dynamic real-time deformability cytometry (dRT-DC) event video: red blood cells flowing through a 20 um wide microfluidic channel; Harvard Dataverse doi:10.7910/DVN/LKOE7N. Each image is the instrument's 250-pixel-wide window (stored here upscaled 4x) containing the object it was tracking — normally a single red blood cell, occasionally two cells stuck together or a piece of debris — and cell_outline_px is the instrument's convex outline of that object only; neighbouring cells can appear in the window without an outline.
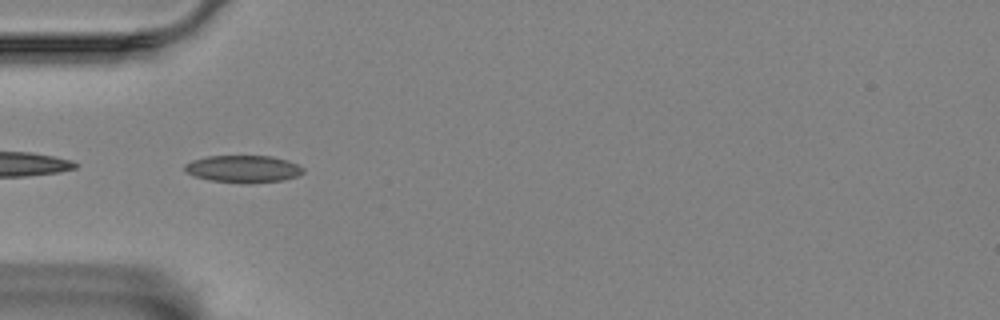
{"species": "Egyptian fruit bat (a non-hibernating species)", "species_latin": "Rousettus aegyptiacus", "temperature_condition": "room temperature", "stored_images_in_passage": 40, "camera_frame_rate_fps": 3000, "um_per_image_px": 0.085, "animal": {"sex": "female"}, "frame": {"image": 1, "passage_image": 1, "time_ms": 0.0, "image_size_px": [1000, 320], "cell_outline_px": [[304, 172], [296, 176], [284, 180], [248, 184], [212, 180], [196, 176], [188, 172], [184, 168], [184, 164], [192, 160], [208, 156], [272, 156], [288, 160], [304, 168]], "centroid_in_image_um": [20.71, 14.35], "position_along_channel_um": 64.3, "area_um2": 18.73}}
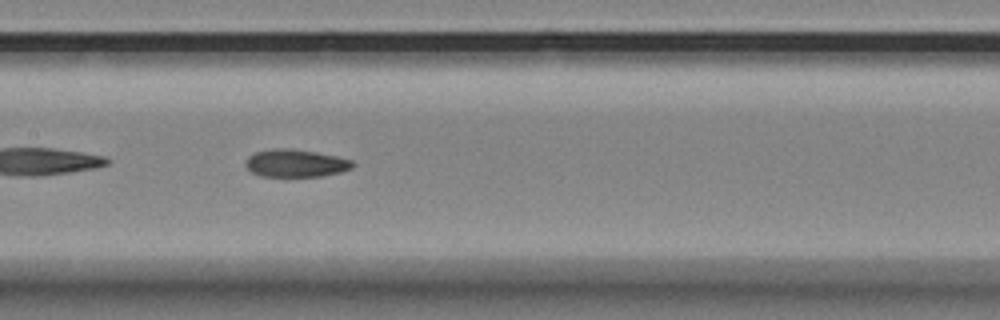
{"frame": {"image": 2, "passage_image": 11, "time_ms": 3.333, "image_size_px": [1000, 320], "cell_outline_px": [[356, 164], [352, 168], [340, 172], [320, 176], [260, 176], [252, 172], [244, 164], [248, 156], [256, 152], [272, 148], [292, 148], [316, 152], [336, 156], [352, 160]], "centroid_in_image_um": [25.13, 13.86], "position_along_channel_um": 182.3, "area_um2": 17.28}}
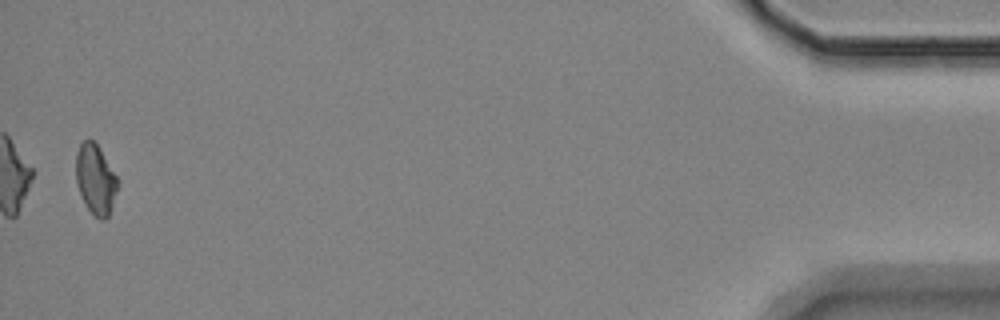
{"frame": {"image": 3, "passage_image": 39, "time_ms": 12.667, "image_size_px": [1000, 320], "cell_outline_px": [[120, 180], [108, 216], [104, 220], [100, 220], [88, 208], [80, 192], [76, 180], [76, 152], [80, 144], [84, 140], [92, 140], [96, 144]], "centroid_in_image_um": [8.13, 15.23], "position_along_channel_um": 427.1, "area_um2": 16.65}, "authors_computed_cell_mechanics": {"area_um2": 17.34, "velocity_mm_per_s": 3.5324, "shape_relaxation_time_tau1_ms": null, "shape_relaxation_time_tau2_ms": 5.8509, "deformation_change_tau1": null, "deformation_change_tau2": 0.1164}}